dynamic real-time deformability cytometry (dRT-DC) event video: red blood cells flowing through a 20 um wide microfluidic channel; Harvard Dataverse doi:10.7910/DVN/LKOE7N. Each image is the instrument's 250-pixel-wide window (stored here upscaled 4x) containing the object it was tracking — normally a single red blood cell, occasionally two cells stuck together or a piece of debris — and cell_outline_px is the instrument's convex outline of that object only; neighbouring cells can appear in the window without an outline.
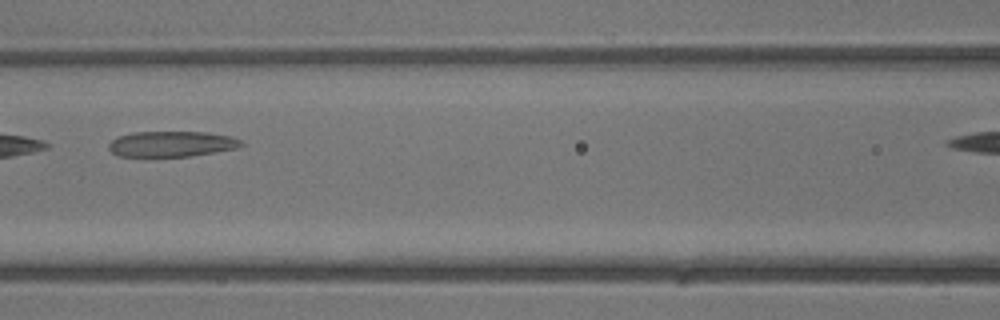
{"species": "common noctule bat (a hibernating species)", "species_latin": "Nyctalus noctula", "temperature_condition": "warm", "stored_images_in_passage": 13, "camera_frame_rate_fps": 3000, "um_per_image_px": 0.085, "animal": {"sex": "male", "body_mass_g": 13.3}, "frame": {"image": 1, "passage_image": 6, "time_ms": 1.667, "image_size_px": [1000, 320], "cell_outline_px": [[244, 144], [236, 148], [192, 156], [116, 156], [108, 148], [108, 144], [112, 140], [120, 136], [132, 132], [204, 132], [232, 136], [244, 140]], "centroid_in_image_um": [14.61, 12.23], "position_along_channel_um": 152.0, "area_um2": 19.77}}
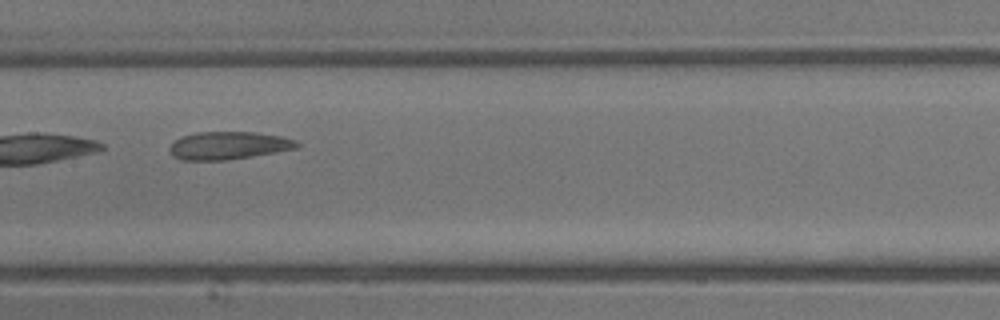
{"frame": {"image": 2, "passage_image": 8, "time_ms": 2.333, "image_size_px": [1000, 320], "cell_outline_px": [[300, 144], [296, 148], [276, 152], [228, 160], [180, 160], [172, 156], [168, 148], [176, 140], [184, 136], [196, 132], [256, 132], [280, 136], [296, 140]], "centroid_in_image_um": [19.41, 12.37], "position_along_channel_um": 188.0, "area_um2": 20.58}}